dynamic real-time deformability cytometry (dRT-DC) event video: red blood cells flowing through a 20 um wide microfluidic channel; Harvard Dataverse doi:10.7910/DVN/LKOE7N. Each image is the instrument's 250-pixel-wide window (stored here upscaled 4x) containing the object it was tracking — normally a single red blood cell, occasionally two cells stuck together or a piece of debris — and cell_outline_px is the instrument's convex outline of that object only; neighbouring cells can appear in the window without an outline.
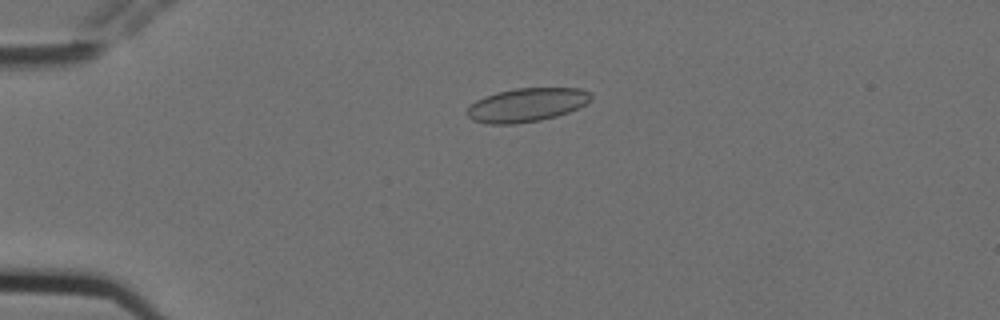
{"species": "Egyptian fruit bat (a non-hibernating species)", "species_latin": "Rousettus aegyptiacus", "temperature_condition": "cold", "stored_images_in_passage": 5, "camera_frame_rate_fps": 3000, "um_per_image_px": 0.085, "animal": {"sex": "female"}, "frame": {"image": 1, "passage_image": 4, "time_ms": 1.0, "image_size_px": [1000, 320], "cell_outline_px": [[592, 100], [568, 112], [556, 116], [540, 120], [512, 124], [488, 124], [472, 120], [464, 112], [476, 100], [484, 96], [496, 92], [516, 88], [580, 88], [592, 92]], "centroid_in_image_um": [44.76, 8.91], "position_along_channel_um": 40.2, "area_um2": 24.39}}